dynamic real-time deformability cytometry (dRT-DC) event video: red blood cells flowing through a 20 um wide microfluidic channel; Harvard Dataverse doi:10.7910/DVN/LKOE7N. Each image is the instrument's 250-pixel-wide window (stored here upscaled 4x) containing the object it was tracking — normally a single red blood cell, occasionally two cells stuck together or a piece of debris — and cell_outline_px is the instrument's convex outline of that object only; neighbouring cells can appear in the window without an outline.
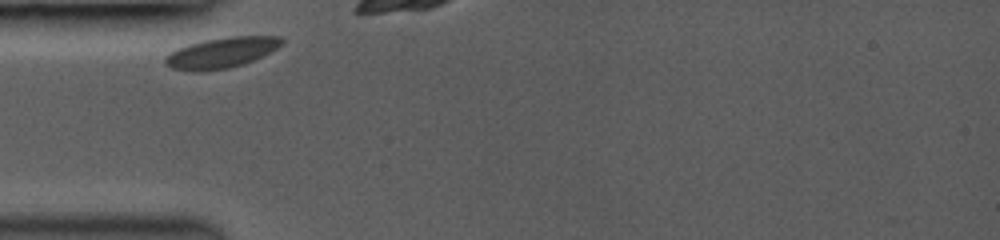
{"species": "common noctule bat (a hibernating species)", "species_latin": "Nyctalus noctula", "temperature_condition": "room temperature", "stored_images_in_passage": 8, "camera_frame_rate_fps": 3000, "um_per_image_px": 0.085, "animal": {"sex": "female", "body_mass_g": 19.0, "forearm_length_mm": 53.3}, "frame": {"image": 1, "passage_image": 1, "time_ms": 0.0, "image_size_px": [1000, 240], "cell_outline_px": [[284, 40], [276, 48], [244, 64], [228, 68], [204, 72], [196, 72], [172, 68], [164, 64], [164, 56], [188, 44], [204, 40], [228, 36], [280, 36]], "centroid_in_image_um": [18.77, 4.49], "position_along_channel_um": 66.2, "area_um2": 20.63}}
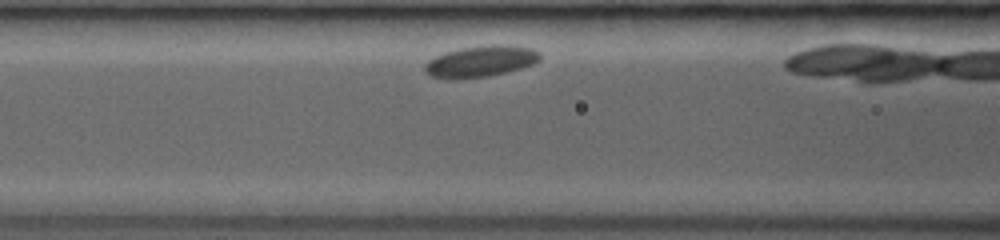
{"frame": {"image": 2, "passage_image": 5, "time_ms": 1.667, "image_size_px": [1000, 240], "cell_outline_px": [[540, 60], [536, 64], [488, 76], [456, 80], [452, 80], [432, 76], [424, 72], [424, 64], [428, 60], [444, 52], [460, 48], [488, 44], [508, 44], [532, 48], [540, 52]], "centroid_in_image_um": [40.85, 5.21], "position_along_channel_um": 125.7, "area_um2": 21.39}}